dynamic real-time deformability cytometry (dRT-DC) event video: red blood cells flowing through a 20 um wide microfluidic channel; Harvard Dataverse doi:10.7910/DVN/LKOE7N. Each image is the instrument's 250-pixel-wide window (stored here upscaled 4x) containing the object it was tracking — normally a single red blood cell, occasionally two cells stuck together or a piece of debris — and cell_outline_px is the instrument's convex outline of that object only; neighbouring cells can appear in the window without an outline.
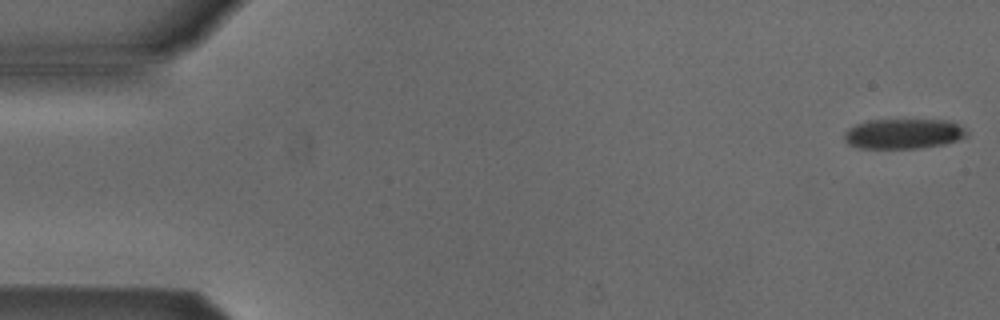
{"species": "Egyptian fruit bat (a non-hibernating species)", "species_latin": "Rousettus aegyptiacus", "temperature_condition": "cold", "stored_images_in_passage": 10, "camera_frame_rate_fps": 3000, "um_per_image_px": 0.085, "animal": {"sex": "male"}, "frame": {"image": 1, "passage_image": 1, "time_ms": 0.0, "image_size_px": [1000, 320], "cell_outline_px": [[968, 136], [944, 144], [916, 148], [860, 148], [848, 144], [844, 136], [844, 132], [848, 128], [856, 124], [872, 120], [948, 120], [964, 128], [968, 132]], "centroid_in_image_um": [76.79, 11.37], "position_along_channel_um": 8.2, "area_um2": 21.27}}